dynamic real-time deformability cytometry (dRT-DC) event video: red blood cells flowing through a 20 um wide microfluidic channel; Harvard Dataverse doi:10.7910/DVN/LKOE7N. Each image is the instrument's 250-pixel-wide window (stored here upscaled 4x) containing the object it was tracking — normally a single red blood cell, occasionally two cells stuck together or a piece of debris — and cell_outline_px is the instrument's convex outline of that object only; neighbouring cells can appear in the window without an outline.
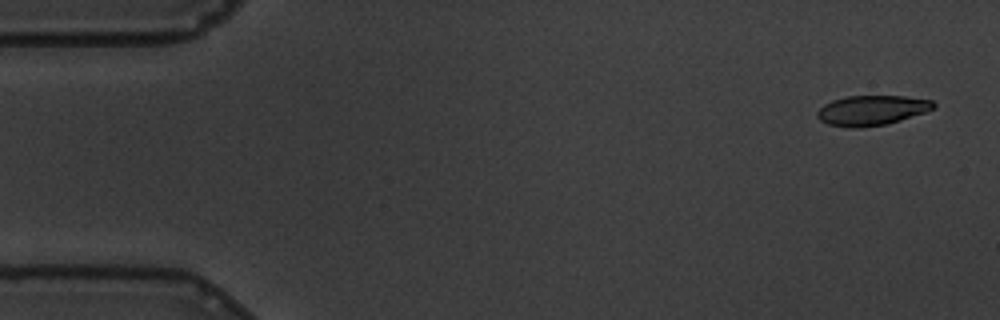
{"species": "common noctule bat (a hibernating species)", "species_latin": "Nyctalus noctula", "temperature_condition": "warm", "stored_images_in_passage": 56, "camera_frame_rate_fps": 3000, "um_per_image_px": 0.085, "animal": {"sex": "male", "body_mass_g": 19.5, "forearm_length_mm": 54.6}, "frame": {"image": 1, "passage_image": 1, "time_ms": 0.0, "image_size_px": [1000, 320], "cell_outline_px": [[936, 104], [932, 108], [924, 112], [888, 124], [856, 128], [848, 128], [828, 124], [820, 120], [816, 116], [816, 112], [824, 104], [832, 100], [848, 96], [904, 96], [932, 100]], "centroid_in_image_um": [74.06, 9.38], "position_along_channel_um": 10.9, "area_um2": 20.23}}
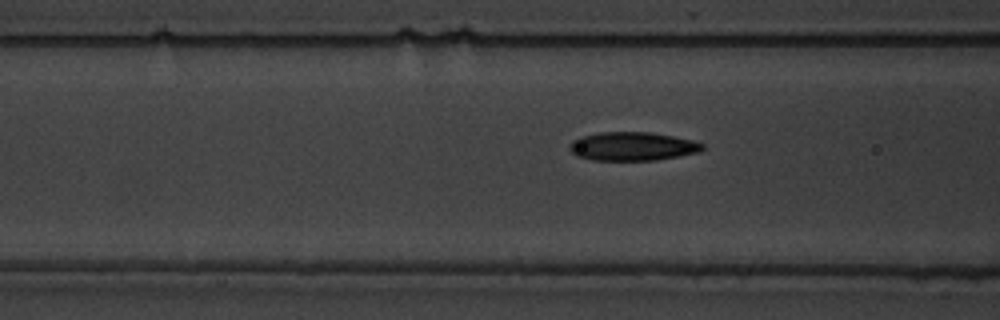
{"frame": {"image": 2, "passage_image": 20, "time_ms": 6.333, "image_size_px": [1000, 320], "cell_outline_px": [[704, 148], [696, 152], [656, 160], [592, 160], [576, 156], [568, 148], [568, 144], [572, 140], [580, 136], [600, 132], [648, 132], [672, 136], [692, 140], [704, 144]], "centroid_in_image_um": [53.68, 12.43], "position_along_channel_um": 112.9, "area_um2": 22.08}}
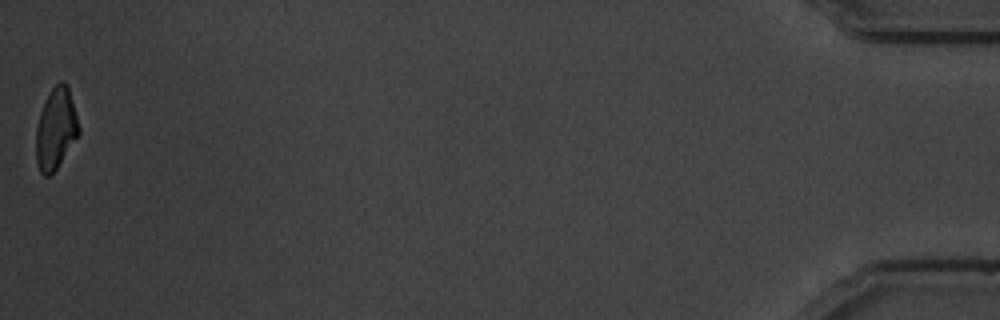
{"frame": {"image": 3, "passage_image": 56, "time_ms": 18.333, "image_size_px": [1000, 320], "cell_outline_px": [[80, 132], [56, 168], [48, 176], [44, 176], [40, 172], [36, 160], [36, 128], [40, 112], [48, 92], [60, 80], [68, 84], [80, 128]], "centroid_in_image_um": [4.74, 10.9], "position_along_channel_um": 430.5, "area_um2": 20.11}, "authors_computed_cell_mechanics": {"area_um2": 21.5883, "velocity_mm_per_s": 3.4749, "shape_relaxation_time_tau1_ms": 6.0142, "shape_relaxation_time_tau2_ms": 2.0562, "deformation_change_tau1": 0.1815, "deformation_change_tau2": 0.08}}